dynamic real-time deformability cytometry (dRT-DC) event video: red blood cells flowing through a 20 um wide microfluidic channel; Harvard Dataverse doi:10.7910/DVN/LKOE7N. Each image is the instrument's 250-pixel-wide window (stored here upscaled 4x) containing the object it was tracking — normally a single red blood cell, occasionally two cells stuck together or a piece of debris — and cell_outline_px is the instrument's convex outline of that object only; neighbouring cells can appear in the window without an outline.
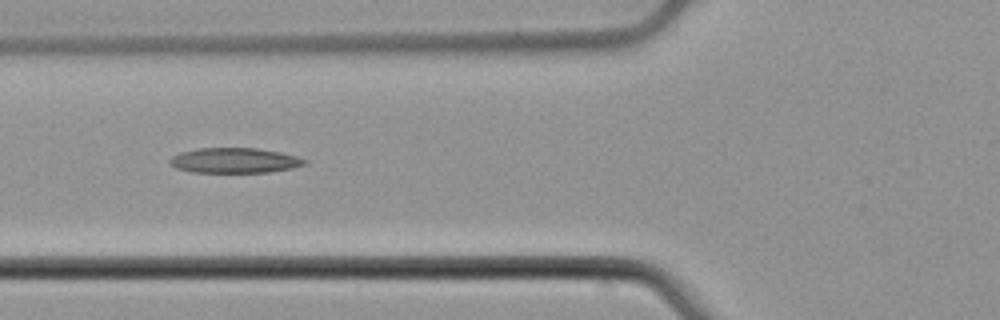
{"species": "common noctule bat (a hibernating species)", "species_latin": "Nyctalus noctula", "temperature_condition": "cold", "stored_images_in_passage": 5, "camera_frame_rate_fps": 3000, "um_per_image_px": 0.085, "animal": {"sex": "male", "body_mass_g": 21.5, "forearm_length_mm": 52.0}, "frame": {"image": 1, "passage_image": 5, "time_ms": 1.333, "image_size_px": [1000, 320], "cell_outline_px": [[304, 164], [292, 168], [268, 172], [192, 172], [176, 168], [168, 164], [168, 160], [172, 156], [180, 152], [196, 148], [256, 148], [280, 152], [296, 156], [304, 160]], "centroid_in_image_um": [19.85, 13.63], "position_along_channel_um": 106.0, "area_um2": 19.65}}